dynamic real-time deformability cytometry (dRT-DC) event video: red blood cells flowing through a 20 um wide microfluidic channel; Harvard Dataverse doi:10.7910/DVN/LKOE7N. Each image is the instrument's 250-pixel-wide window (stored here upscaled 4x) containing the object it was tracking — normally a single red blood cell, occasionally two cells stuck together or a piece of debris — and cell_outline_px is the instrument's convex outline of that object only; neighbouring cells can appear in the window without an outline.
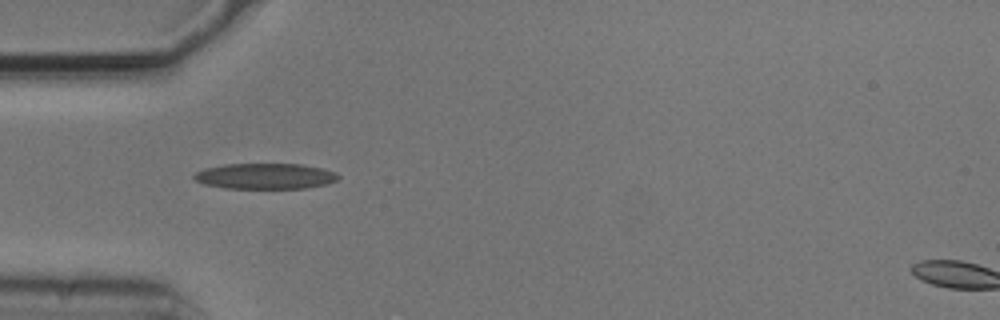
{"species": "common noctule bat (a hibernating species)", "species_latin": "Nyctalus noctula", "temperature_condition": "cold", "stored_images_in_passage": 39, "camera_frame_rate_fps": 3000, "um_per_image_px": 0.085, "animal": {"sex": "male", "body_mass_g": 20.5, "forearm_length_mm": 52.5}, "frame": {"image": 1, "passage_image": 1, "time_ms": 0.0, "image_size_px": [1000, 320], "cell_outline_px": [[340, 176], [336, 180], [328, 184], [308, 188], [224, 188], [204, 184], [196, 180], [192, 176], [196, 172], [204, 168], [224, 164], [300, 164], [324, 168], [336, 172]], "centroid_in_image_um": [22.56, 14.97], "position_along_channel_um": 62.4, "area_um2": 21.73}}
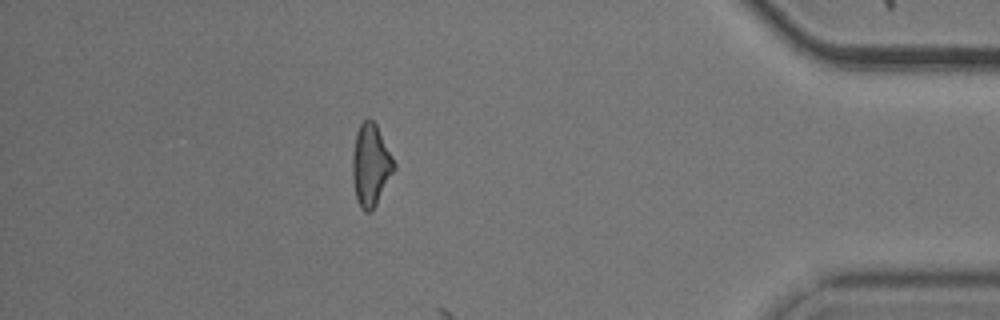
{"frame": {"image": 2, "passage_image": 32, "time_ms": 10.333, "image_size_px": [1000, 320], "cell_outline_px": [[396, 168], [372, 212], [364, 212], [360, 208], [356, 200], [352, 176], [352, 156], [356, 132], [360, 124], [368, 116], [376, 124], [396, 164]], "centroid_in_image_um": [31.5, 14.05], "position_along_channel_um": 403.7, "area_um2": 20.06}}